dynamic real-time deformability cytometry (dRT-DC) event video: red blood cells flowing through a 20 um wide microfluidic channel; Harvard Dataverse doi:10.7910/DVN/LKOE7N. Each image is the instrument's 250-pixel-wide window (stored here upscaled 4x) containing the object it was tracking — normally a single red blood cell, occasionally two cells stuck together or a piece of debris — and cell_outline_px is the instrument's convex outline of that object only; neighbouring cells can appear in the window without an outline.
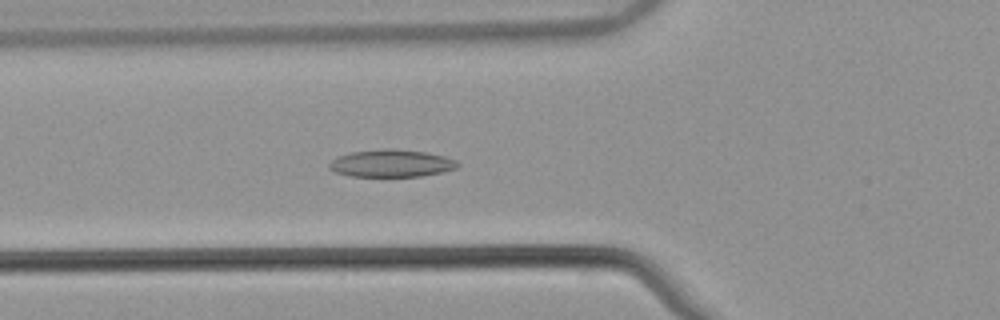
{"species": "common noctule bat (a hibernating species)", "species_latin": "Nyctalus noctula", "temperature_condition": "warm", "stored_images_in_passage": 43, "camera_frame_rate_fps": 3000, "um_per_image_px": 0.085, "animal": {"sex": "male", "body_mass_g": 21.5, "forearm_length_mm": 52.0}, "frame": {"image": 1, "passage_image": 15, "time_ms": 4.667, "image_size_px": [1000, 320], "cell_outline_px": [[460, 164], [456, 168], [444, 172], [420, 176], [348, 176], [336, 172], [328, 168], [328, 164], [332, 160], [340, 156], [352, 152], [380, 148], [392, 148], [428, 152], [444, 156], [456, 160]], "centroid_in_image_um": [33.29, 13.87], "position_along_channel_um": 92.5, "area_um2": 20.63}}
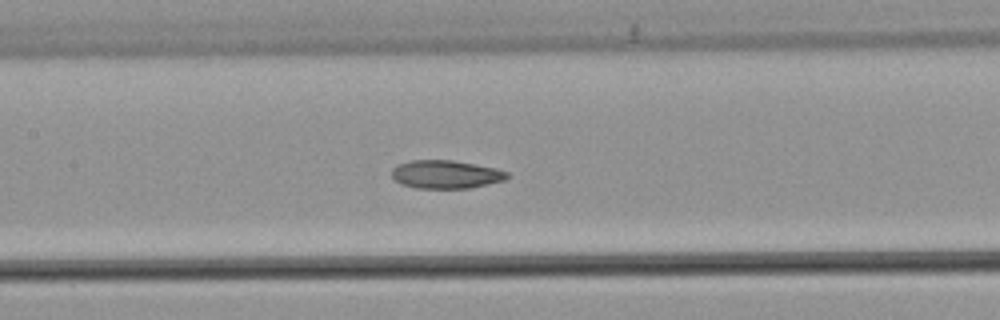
{"frame": {"image": 2, "passage_image": 21, "time_ms": 6.667, "image_size_px": [1000, 320], "cell_outline_px": [[508, 176], [504, 180], [472, 188], [416, 188], [400, 184], [392, 176], [392, 168], [396, 164], [412, 160], [452, 160], [496, 168], [508, 172]], "centroid_in_image_um": [37.87, 14.82], "position_along_channel_um": 169.5, "area_um2": 19.02}}
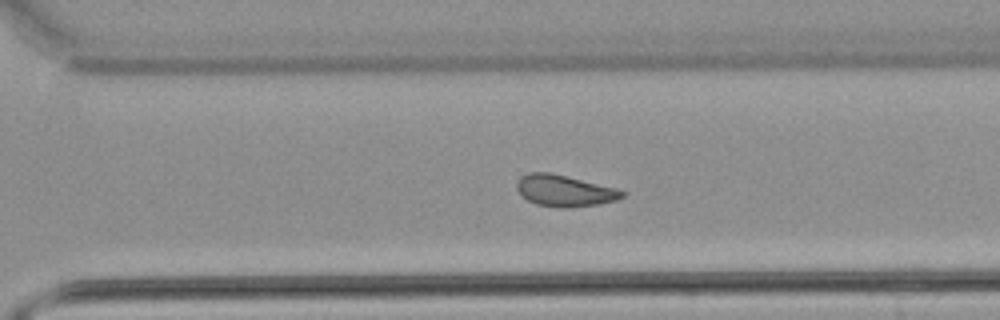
{"frame": {"image": 3, "passage_image": 33, "time_ms": 10.667, "image_size_px": [1000, 320], "cell_outline_px": [[624, 196], [616, 200], [600, 204], [572, 208], [560, 208], [536, 204], [520, 196], [516, 188], [516, 180], [520, 176], [528, 172], [552, 172], [616, 188], [624, 192]], "centroid_in_image_um": [47.93, 16.21], "position_along_channel_um": 322.7, "area_um2": 19.65}, "authors_computed_cell_mechanics": {"area_um2": 19.7098, "velocity_mm_per_s": 3.8302, "shape_relaxation_time_tau1_ms": null, "shape_relaxation_time_tau2_ms": 6.2226, "deformation_change_tau1": null, "deformation_change_tau2": 0.1233}}